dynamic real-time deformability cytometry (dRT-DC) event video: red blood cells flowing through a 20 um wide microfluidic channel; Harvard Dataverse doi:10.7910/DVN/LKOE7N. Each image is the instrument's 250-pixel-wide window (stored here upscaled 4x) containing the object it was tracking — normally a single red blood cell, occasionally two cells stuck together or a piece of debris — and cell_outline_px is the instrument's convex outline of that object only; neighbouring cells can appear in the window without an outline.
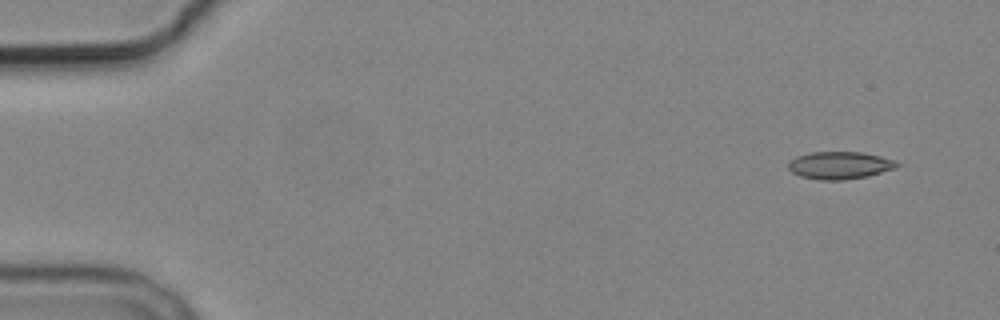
{"species": "common noctule bat (a hibernating species)", "species_latin": "Nyctalus noctula", "temperature_condition": "cold", "stored_images_in_passage": 8, "camera_frame_rate_fps": 3000, "um_per_image_px": 0.085, "animal": {"sex": "male", "body_mass_g": 19.2, "forearm_length_mm": 51.8}, "frame": {"image": 1, "passage_image": 1, "time_ms": 0.0, "image_size_px": [1000, 320], "cell_outline_px": [[900, 164], [892, 168], [868, 176], [844, 180], [820, 180], [800, 176], [792, 172], [788, 168], [788, 164], [796, 156], [812, 152], [860, 152], [880, 156], [892, 160]], "centroid_in_image_um": [71.32, 14.05], "position_along_channel_um": 13.7, "area_um2": 17.11}}
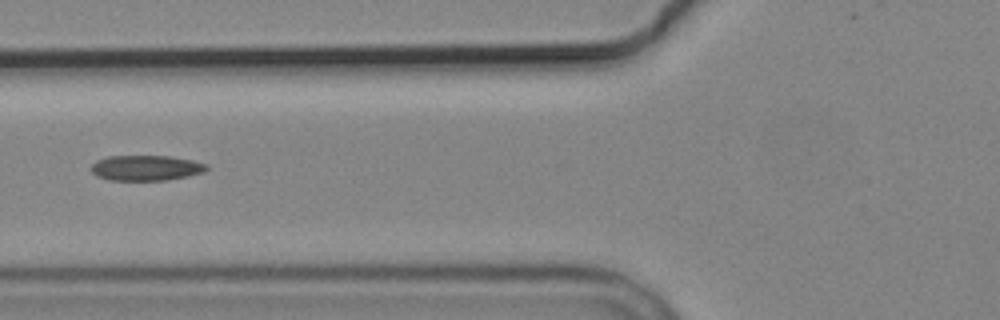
{"frame": {"image": 2, "passage_image": 5, "time_ms": 6.0, "image_size_px": [1000, 320], "cell_outline_px": [[208, 168], [204, 172], [188, 176], [168, 180], [108, 180], [96, 176], [92, 172], [92, 164], [96, 160], [108, 156], [168, 156], [192, 160], [208, 164]], "centroid_in_image_um": [12.41, 14.27], "position_along_channel_um": 113.4, "area_um2": 17.11}}
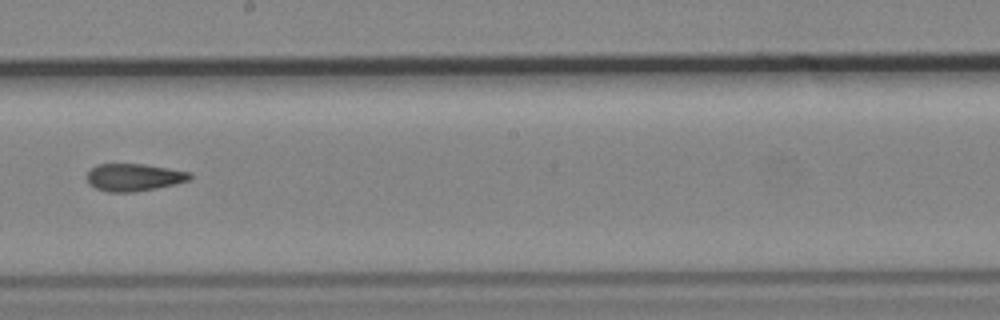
{"frame": {"image": 3, "passage_image": 8, "time_ms": 9.333, "image_size_px": [1000, 320], "cell_outline_px": [[192, 180], [176, 184], [156, 188], [132, 192], [108, 192], [96, 188], [88, 184], [88, 172], [96, 164], [144, 164], [192, 172]], "centroid_in_image_um": [11.42, 15.07], "position_along_channel_um": 236.8, "area_um2": 16.53}}